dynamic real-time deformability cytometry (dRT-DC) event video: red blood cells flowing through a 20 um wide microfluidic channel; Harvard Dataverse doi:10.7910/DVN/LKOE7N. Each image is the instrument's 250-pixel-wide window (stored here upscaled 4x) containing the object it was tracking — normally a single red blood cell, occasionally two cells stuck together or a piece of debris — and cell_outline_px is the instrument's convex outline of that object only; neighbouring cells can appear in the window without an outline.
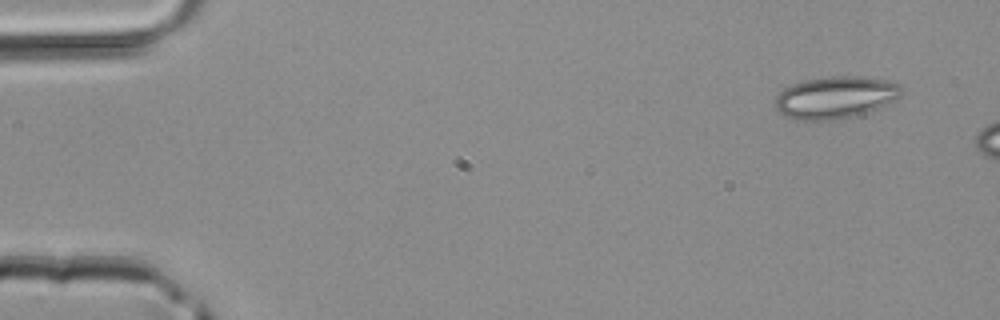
{"species": "common noctule bat (a hibernating species)", "species_latin": "Nyctalus noctula", "temperature_condition": "room temperature", "stored_images_in_passage": 2, "camera_frame_rate_fps": 3000, "um_per_image_px": 0.085, "animal": {"sex": "male", "body_mass_g": 20.4}, "frame": {"image": 1, "passage_image": 1, "time_ms": 0.0, "image_size_px": [1000, 320], "cell_outline_px": [[904, 88], [900, 96], [896, 100], [876, 108], [852, 116], [832, 120], [792, 120], [776, 112], [776, 96], [784, 88], [792, 84], [804, 80], [832, 76], [856, 76], [888, 80], [900, 84]], "centroid_in_image_um": [70.99, 8.28], "position_along_channel_um": 14.0, "area_um2": 31.1}}